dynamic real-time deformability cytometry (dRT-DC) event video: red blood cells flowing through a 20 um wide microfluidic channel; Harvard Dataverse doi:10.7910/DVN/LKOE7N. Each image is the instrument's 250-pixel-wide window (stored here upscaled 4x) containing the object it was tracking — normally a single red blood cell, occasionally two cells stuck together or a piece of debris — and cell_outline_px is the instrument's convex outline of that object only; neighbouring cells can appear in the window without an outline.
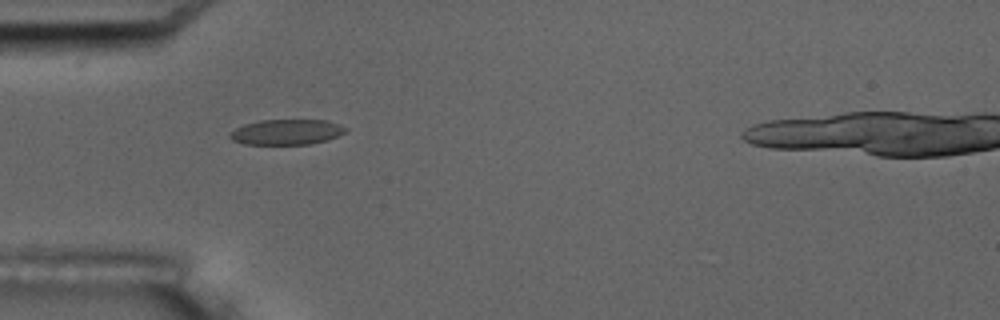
{"species": "common noctule bat (a hibernating species)", "species_latin": "Nyctalus noctula", "temperature_condition": "room temperature", "stored_images_in_passage": 7, "camera_frame_rate_fps": 3000, "um_per_image_px": 0.085, "animal": {"sex": "male", "body_mass_g": 17.5, "forearm_length_mm": 52.3}, "frame": {"image": 1, "passage_image": 6, "time_ms": 5.667, "image_size_px": [1000, 320], "cell_outline_px": [[348, 128], [344, 132], [328, 140], [308, 144], [244, 144], [232, 140], [228, 136], [228, 132], [244, 124], [260, 120], [328, 120], [340, 124]], "centroid_in_image_um": [24.33, 11.21], "position_along_channel_um": 60.7, "area_um2": 17.17}}